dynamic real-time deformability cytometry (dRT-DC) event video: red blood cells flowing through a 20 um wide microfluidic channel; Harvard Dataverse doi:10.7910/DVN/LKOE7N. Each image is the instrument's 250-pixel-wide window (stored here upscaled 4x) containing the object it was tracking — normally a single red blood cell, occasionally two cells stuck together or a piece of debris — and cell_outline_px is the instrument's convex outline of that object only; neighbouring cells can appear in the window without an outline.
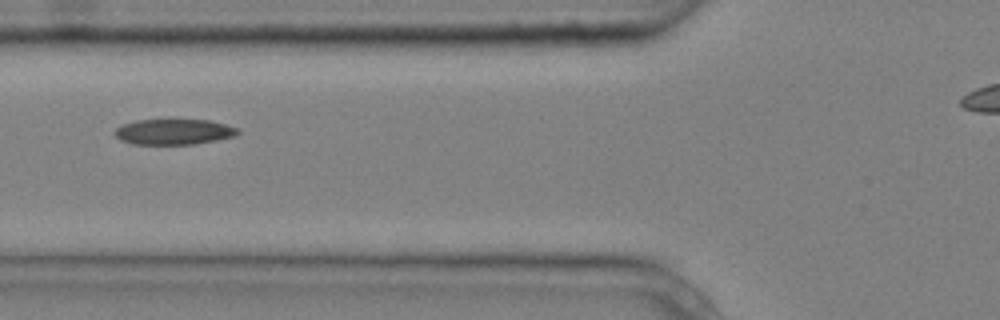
{"species": "common noctule bat (a hibernating species)", "species_latin": "Nyctalus noctula", "temperature_condition": "cold", "stored_images_in_passage": 9, "camera_frame_rate_fps": 3000, "um_per_image_px": 0.085, "animal": {"sex": "male", "body_mass_g": 20.4}, "frame": {"image": 1, "passage_image": 6, "time_ms": 1.667, "image_size_px": [1000, 320], "cell_outline_px": [[240, 132], [236, 136], [196, 144], [132, 144], [120, 140], [112, 132], [116, 128], [124, 124], [136, 120], [208, 120], [224, 124], [236, 128]], "centroid_in_image_um": [14.75, 11.21], "position_along_channel_um": 111.1, "area_um2": 18.26}}